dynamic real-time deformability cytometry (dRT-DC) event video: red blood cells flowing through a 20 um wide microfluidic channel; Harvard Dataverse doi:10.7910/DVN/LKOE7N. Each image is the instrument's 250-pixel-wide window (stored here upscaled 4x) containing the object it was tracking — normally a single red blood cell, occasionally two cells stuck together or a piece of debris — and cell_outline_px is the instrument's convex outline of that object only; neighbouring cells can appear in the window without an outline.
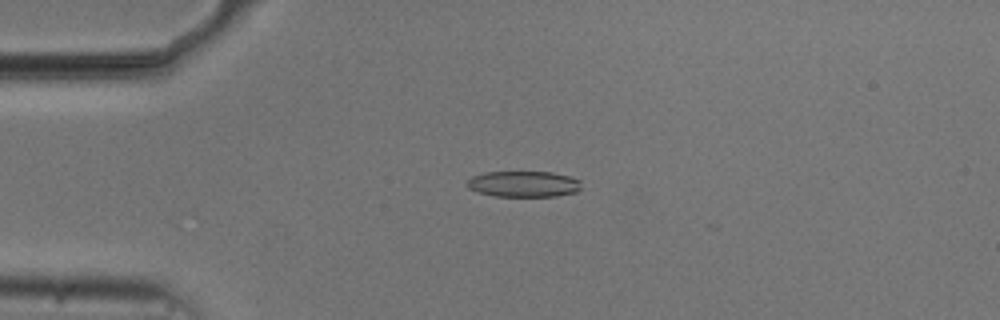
{"species": "common noctule bat (a hibernating species)", "species_latin": "Nyctalus noctula", "temperature_condition": "cold", "stored_images_in_passage": 12, "camera_frame_rate_fps": 3000, "um_per_image_px": 0.085, "animal": {"sex": "male", "body_mass_g": 20.5, "forearm_length_mm": 52.5}, "frame": {"image": 1, "passage_image": 1, "time_ms": 0.0, "image_size_px": [1000, 320], "cell_outline_px": [[580, 188], [576, 192], [556, 196], [492, 196], [468, 188], [464, 184], [472, 176], [484, 172], [552, 172], [568, 176], [580, 180]], "centroid_in_image_um": [44.47, 15.64], "position_along_channel_um": 40.5, "area_um2": 17.28}}
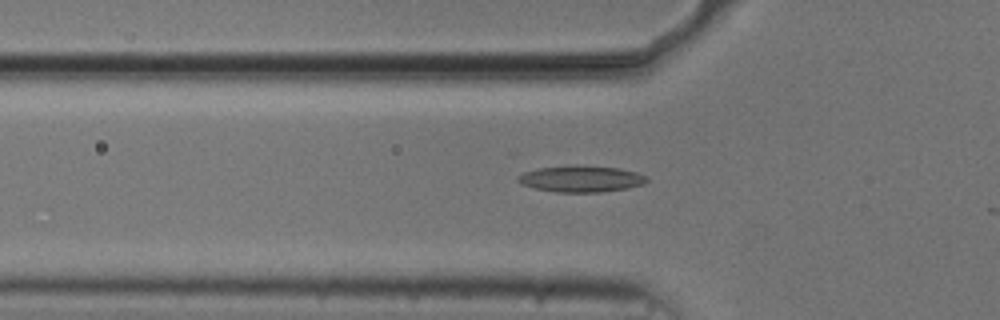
{"frame": {"image": 2, "passage_image": 6, "time_ms": 1.667, "image_size_px": [1000, 320], "cell_outline_px": [[648, 180], [644, 184], [624, 188], [600, 192], [556, 192], [536, 188], [520, 184], [516, 180], [516, 176], [524, 172], [540, 168], [576, 164], [620, 168], [636, 172], [644, 176]], "centroid_in_image_um": [49.35, 15.18], "position_along_channel_um": 76.5, "area_um2": 19.83}}
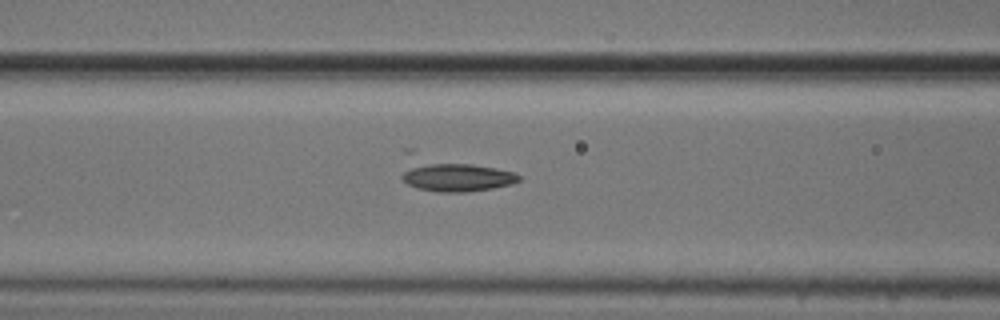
{"frame": {"image": 3, "passage_image": 10, "time_ms": 3.0, "image_size_px": [1000, 320], "cell_outline_px": [[520, 180], [512, 184], [492, 188], [464, 192], [440, 192], [416, 188], [408, 184], [400, 176], [404, 148], [412, 148], [516, 172], [520, 176]], "centroid_in_image_um": [38.33, 14.72], "position_along_channel_um": 128.3, "area_um2": 24.74}}